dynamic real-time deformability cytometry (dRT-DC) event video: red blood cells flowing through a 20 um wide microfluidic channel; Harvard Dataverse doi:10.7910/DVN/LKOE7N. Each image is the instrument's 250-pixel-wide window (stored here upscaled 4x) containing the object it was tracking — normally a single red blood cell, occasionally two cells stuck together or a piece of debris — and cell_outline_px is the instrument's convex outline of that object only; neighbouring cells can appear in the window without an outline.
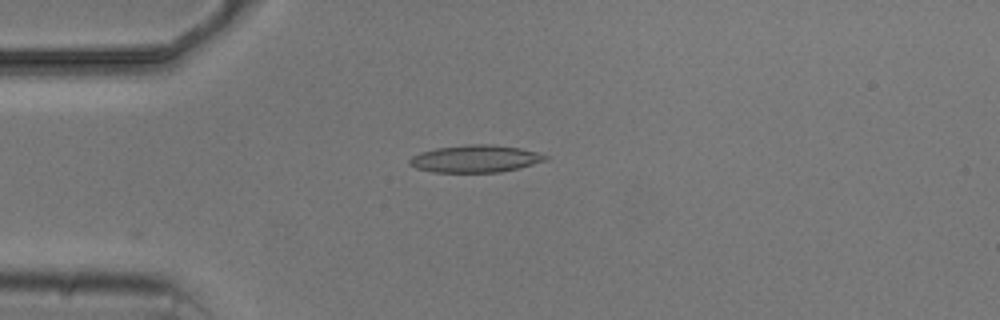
{"species": "common noctule bat (a hibernating species)", "species_latin": "Nyctalus noctula", "temperature_condition": "cold", "stored_images_in_passage": 6, "camera_frame_rate_fps": 3000, "um_per_image_px": 0.085, "animal": {"sex": "male", "body_mass_g": 20.5, "forearm_length_mm": 52.5}, "frame": {"image": 1, "passage_image": 4, "time_ms": 3.333, "image_size_px": [1000, 320], "cell_outline_px": [[548, 160], [520, 168], [500, 172], [432, 172], [416, 168], [408, 164], [408, 160], [412, 156], [420, 152], [436, 148], [468, 144], [492, 144], [520, 148], [536, 152], [548, 156]], "centroid_in_image_um": [40.4, 13.49], "position_along_channel_um": 44.6, "area_um2": 21.73}}